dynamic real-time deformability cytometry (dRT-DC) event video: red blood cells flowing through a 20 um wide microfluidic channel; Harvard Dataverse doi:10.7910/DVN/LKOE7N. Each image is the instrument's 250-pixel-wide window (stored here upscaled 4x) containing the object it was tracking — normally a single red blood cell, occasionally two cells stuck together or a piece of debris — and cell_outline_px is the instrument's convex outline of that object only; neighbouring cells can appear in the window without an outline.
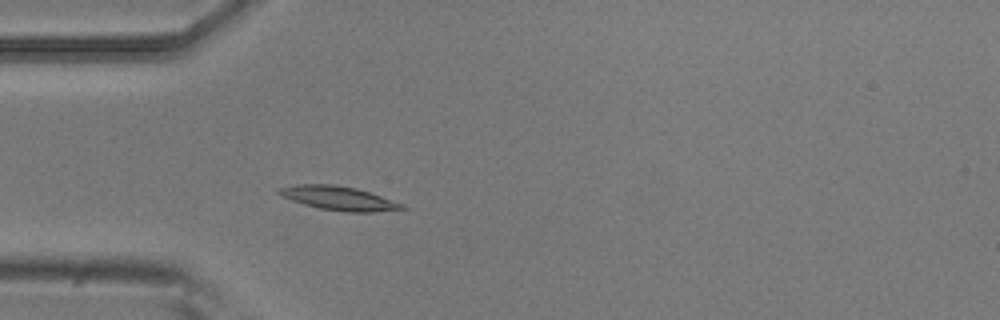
{"species": "common noctule bat (a hibernating species)", "species_latin": "Nyctalus noctula", "temperature_condition": "room temperature", "stored_images_in_passage": 4, "camera_frame_rate_fps": 3000, "um_per_image_px": 0.085, "animal": {"sex": "male", "body_mass_g": 20.5, "forearm_length_mm": 52.5}, "frame": {"image": 1, "passage_image": 4, "time_ms": 1.0, "image_size_px": [1000, 320], "cell_outline_px": [[408, 208], [372, 212], [344, 212], [320, 208], [304, 204], [280, 196], [276, 192], [280, 188], [296, 184], [332, 184], [356, 188], [404, 204]], "centroid_in_image_um": [28.77, 16.85], "position_along_channel_um": 56.2, "area_um2": 16.99}}